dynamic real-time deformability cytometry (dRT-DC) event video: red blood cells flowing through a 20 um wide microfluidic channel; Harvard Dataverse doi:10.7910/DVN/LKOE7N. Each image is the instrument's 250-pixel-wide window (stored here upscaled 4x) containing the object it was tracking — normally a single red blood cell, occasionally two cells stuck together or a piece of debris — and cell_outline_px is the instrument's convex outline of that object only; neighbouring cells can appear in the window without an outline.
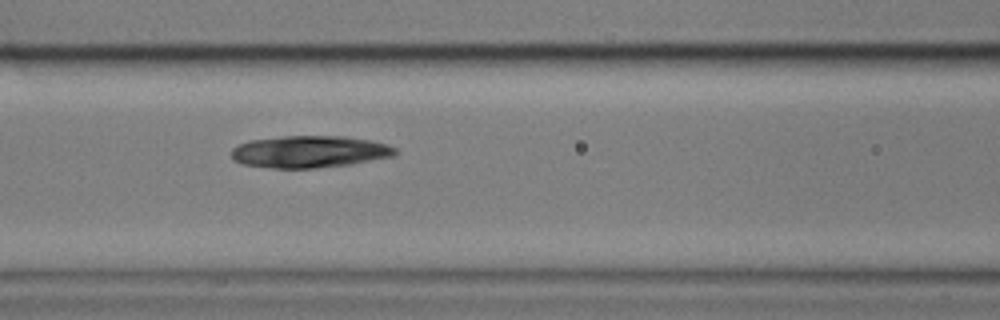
{"species": "common noctule bat (a hibernating species)", "species_latin": "Nyctalus noctula", "temperature_condition": "cold", "stored_images_in_passage": 6, "camera_frame_rate_fps": 3000, "um_per_image_px": 0.085, "animal": {"sex": "male", "body_mass_g": 17.9}, "frame": {"image": 1, "passage_image": 6, "time_ms": 7.0, "image_size_px": [1000, 320], "cell_outline_px": [[400, 152], [396, 156], [352, 164], [316, 168], [272, 168], [244, 164], [232, 160], [232, 148], [248, 140], [284, 136], [344, 136], [368, 140], [388, 144], [396, 148]], "centroid_in_image_um": [26.36, 12.9], "position_along_channel_um": 140.2, "area_um2": 30.81}}